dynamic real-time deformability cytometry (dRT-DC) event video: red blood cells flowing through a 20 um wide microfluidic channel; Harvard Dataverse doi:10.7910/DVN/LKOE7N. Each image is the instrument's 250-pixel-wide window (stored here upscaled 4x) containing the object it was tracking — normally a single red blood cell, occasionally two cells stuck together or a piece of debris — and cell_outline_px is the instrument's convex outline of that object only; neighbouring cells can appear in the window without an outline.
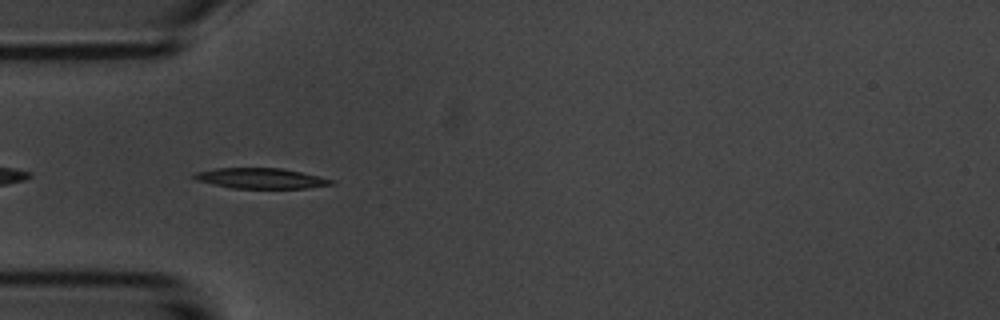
{"species": "common noctule bat (a hibernating species)", "species_latin": "Nyctalus noctula", "temperature_condition": "room temperature", "stored_images_in_passage": 4, "camera_frame_rate_fps": 3000, "um_per_image_px": 0.085, "animal": {"sex": "male", "body_mass_g": 20.1, "forearm_length_mm": 53.5}, "frame": {"image": 1, "passage_image": 3, "time_ms": 2.333, "image_size_px": [1000, 320], "cell_outline_px": [[336, 184], [308, 188], [232, 188], [212, 184], [196, 180], [192, 176], [192, 172], [216, 168], [284, 168], [320, 176], [336, 180]], "centroid_in_image_um": [22.19, 15.15], "position_along_channel_um": 62.8, "area_um2": 16.59}}